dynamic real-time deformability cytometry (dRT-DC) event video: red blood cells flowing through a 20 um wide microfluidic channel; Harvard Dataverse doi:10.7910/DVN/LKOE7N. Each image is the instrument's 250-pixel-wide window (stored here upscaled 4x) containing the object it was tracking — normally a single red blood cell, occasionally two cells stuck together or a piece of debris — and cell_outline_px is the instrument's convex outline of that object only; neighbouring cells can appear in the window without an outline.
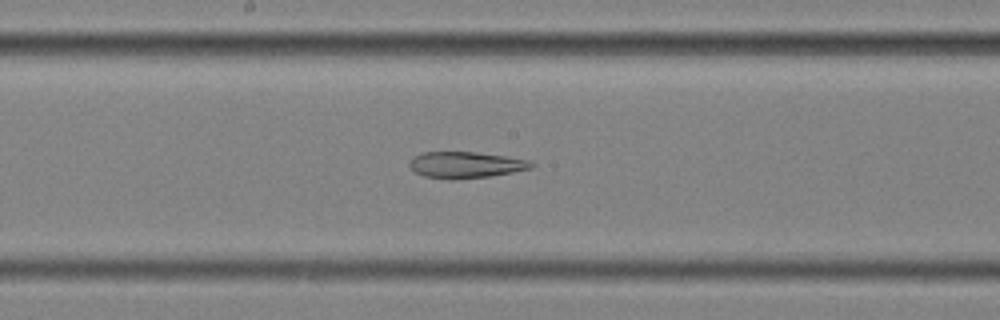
{"species": "common noctule bat (a hibernating species)", "species_latin": "Nyctalus noctula", "temperature_condition": "cold", "stored_images_in_passage": 58, "segment_of_instrument_passage": [2, 2], "camera_frame_rate_fps": 3000, "um_per_image_px": 0.085, "animal": {"sex": "female", "body_mass_g": 25.1}, "frame": {"image": 1, "passage_image": 31, "time_ms": 10.0, "image_size_px": [1000, 320], "cell_outline_px": [[536, 164], [532, 168], [492, 176], [456, 180], [452, 180], [424, 176], [416, 172], [408, 164], [408, 160], [412, 156], [424, 152], [476, 152], [504, 156], [528, 160]], "centroid_in_image_um": [39.56, 14.02], "position_along_channel_um": 208.6, "area_um2": 18.84}}
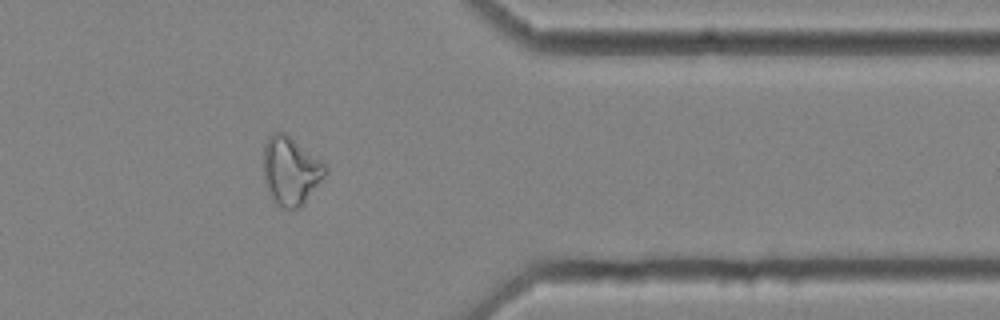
{"frame": {"image": 2, "passage_image": 47, "time_ms": 15.333, "image_size_px": [1000, 320], "cell_outline_px": [[328, 172], [300, 208], [284, 208], [276, 204], [268, 196], [264, 180], [264, 144], [268, 136], [272, 132], [284, 132], [324, 160], [328, 164]], "centroid_in_image_um": [24.73, 14.5], "position_along_channel_um": 386.7, "area_um2": 25.14}}
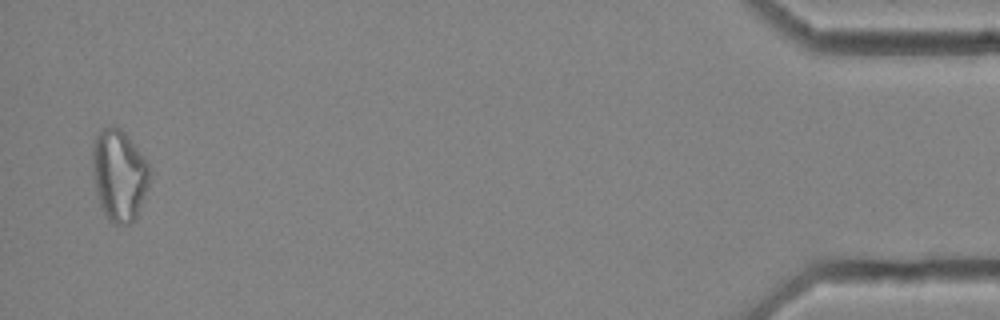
{"frame": {"image": 3, "passage_image": 56, "time_ms": 18.333, "image_size_px": [1000, 320], "cell_outline_px": [[148, 184], [136, 220], [128, 224], [112, 224], [104, 216], [100, 208], [96, 196], [92, 176], [92, 144], [96, 136], [104, 128], [116, 124], [124, 132], [148, 164]], "centroid_in_image_um": [10.07, 14.93], "position_along_channel_um": 425.1, "area_um2": 30.63}}